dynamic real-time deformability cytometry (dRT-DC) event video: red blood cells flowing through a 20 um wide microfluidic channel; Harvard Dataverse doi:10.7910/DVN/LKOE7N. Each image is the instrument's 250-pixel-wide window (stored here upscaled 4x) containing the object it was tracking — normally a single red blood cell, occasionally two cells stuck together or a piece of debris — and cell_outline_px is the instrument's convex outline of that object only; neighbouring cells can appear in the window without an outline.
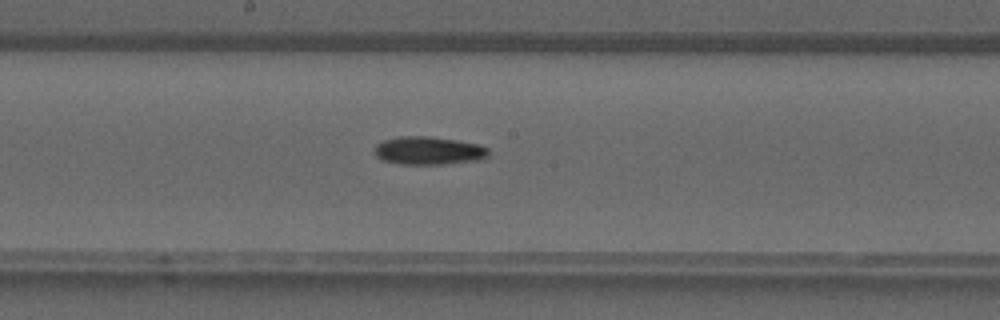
{"species": "common noctule bat (a hibernating species)", "species_latin": "Nyctalus noctula", "temperature_condition": "warm", "stored_images_in_passage": 26, "camera_frame_rate_fps": 3000, "um_per_image_px": 0.085, "animal": {"sex": "male", "forearm_length_mm": 52.5}, "frame": {"image": 1, "passage_image": 11, "time_ms": 3.333, "image_size_px": [1000, 320], "cell_outline_px": [[488, 156], [484, 160], [444, 164], [400, 164], [384, 160], [376, 156], [376, 144], [384, 140], [396, 136], [428, 136], [456, 140], [480, 144], [488, 148]], "centroid_in_image_um": [36.48, 12.8], "position_along_channel_um": 211.7, "area_um2": 18.79}}
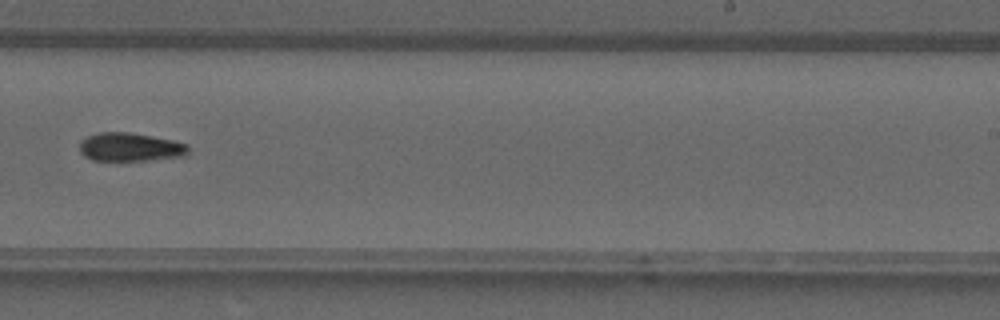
{"frame": {"image": 2, "passage_image": 15, "time_ms": 4.667, "image_size_px": [1000, 320], "cell_outline_px": [[188, 152], [184, 156], [148, 160], [92, 160], [84, 156], [80, 152], [80, 140], [96, 132], [128, 132], [172, 140], [188, 144]], "centroid_in_image_um": [11.03, 12.5], "position_along_channel_um": 278.0, "area_um2": 17.98}}
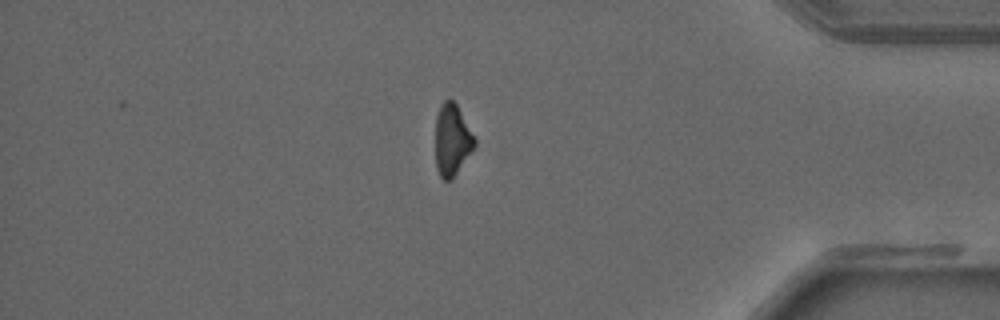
{"frame": {"image": 3, "passage_image": 24, "time_ms": 7.667, "image_size_px": [1000, 320], "cell_outline_px": [[476, 144], [452, 180], [444, 180], [440, 176], [436, 168], [436, 116], [440, 104], [444, 100], [452, 100], [456, 104], [476, 140]], "centroid_in_image_um": [38.41, 11.9], "position_along_channel_um": 396.8, "area_um2": 16.13}}